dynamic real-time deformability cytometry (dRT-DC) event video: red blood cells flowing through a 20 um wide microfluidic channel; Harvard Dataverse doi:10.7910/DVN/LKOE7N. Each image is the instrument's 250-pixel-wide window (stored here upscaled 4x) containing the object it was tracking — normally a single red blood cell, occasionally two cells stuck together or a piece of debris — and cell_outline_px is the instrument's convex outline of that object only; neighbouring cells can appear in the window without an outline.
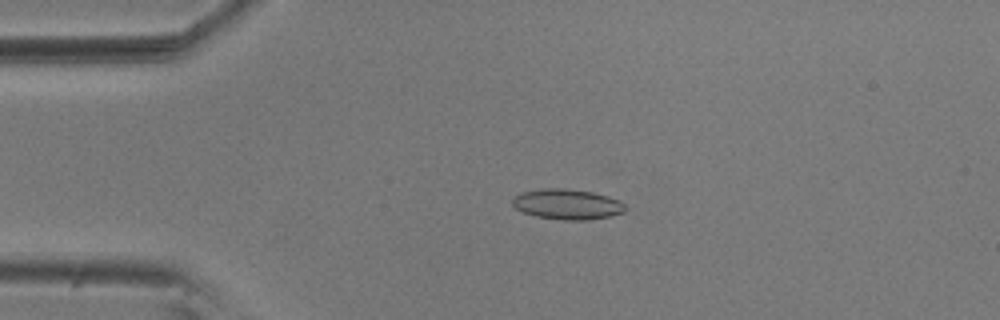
{"species": "common noctule bat (a hibernating species)", "species_latin": "Nyctalus noctula", "temperature_condition": "room temperature", "stored_images_in_passage": 56, "camera_frame_rate_fps": 3000, "um_per_image_px": 0.085, "animal": {"sex": "male", "body_mass_g": 20.5, "forearm_length_mm": 52.5}, "frame": {"image": 1, "passage_image": 13, "time_ms": 4.0, "image_size_px": [1000, 320], "cell_outline_px": [[624, 212], [608, 216], [588, 220], [564, 220], [536, 216], [524, 212], [516, 208], [512, 204], [512, 200], [516, 196], [524, 192], [544, 188], [564, 188], [592, 192], [608, 196], [624, 204]], "centroid_in_image_um": [48.2, 17.36], "position_along_channel_um": 36.8, "area_um2": 19.59}}
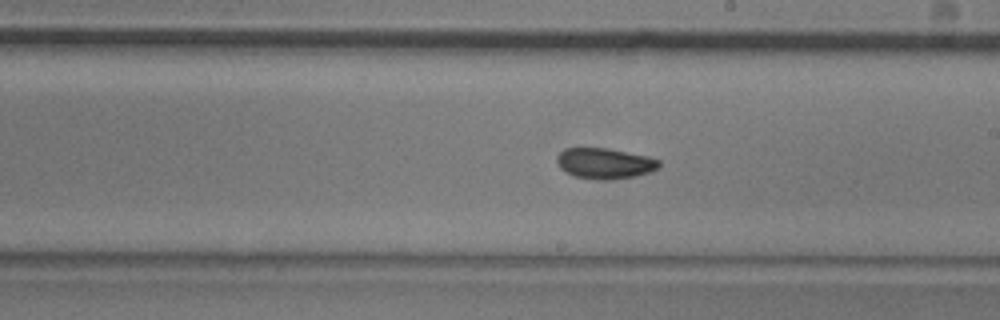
{"frame": {"image": 2, "passage_image": 32, "time_ms": 10.333, "image_size_px": [1000, 320], "cell_outline_px": [[660, 168], [652, 172], [636, 176], [612, 180], [596, 180], [572, 176], [560, 168], [556, 160], [556, 156], [564, 148], [608, 148], [648, 156], [660, 160]], "centroid_in_image_um": [51.42, 13.9], "position_along_channel_um": 237.6, "area_um2": 18.67}}
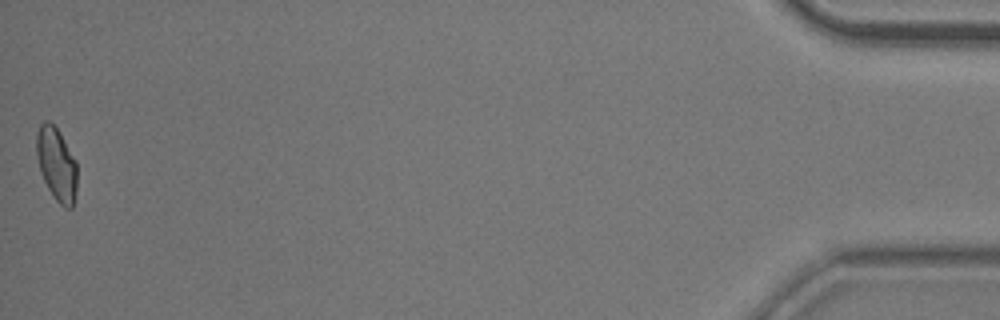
{"frame": {"image": 3, "passage_image": 56, "time_ms": 18.333, "image_size_px": [1000, 320], "cell_outline_px": [[76, 192], [72, 208], [64, 208], [56, 200], [48, 188], [44, 180], [36, 156], [36, 132], [40, 124], [44, 120], [48, 120], [56, 128], [76, 160]], "centroid_in_image_um": [4.79, 13.95], "position_along_channel_um": 430.4, "area_um2": 17.17}, "authors_computed_cell_mechanics": {"area_um2": 18.1781, "velocity_mm_per_s": 3.6379, "shape_relaxation_time_tau1_ms": 5.0975, "shape_relaxation_time_tau2_ms": 1.4118, "deformation_change_tau1": 0.1316, "deformation_change_tau2": 0.0653}}